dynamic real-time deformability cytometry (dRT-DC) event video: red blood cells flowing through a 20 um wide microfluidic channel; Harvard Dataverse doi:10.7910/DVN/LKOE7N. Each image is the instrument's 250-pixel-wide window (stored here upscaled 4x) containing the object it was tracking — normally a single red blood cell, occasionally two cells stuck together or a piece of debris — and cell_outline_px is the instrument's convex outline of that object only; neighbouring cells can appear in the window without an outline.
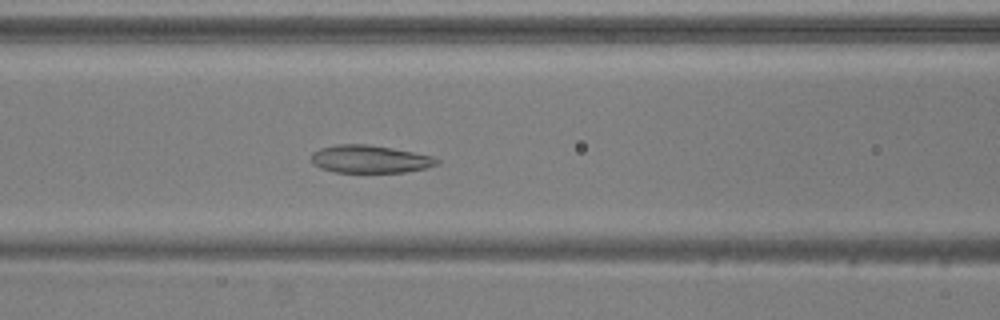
{"species": "common noctule bat (a hibernating species)", "species_latin": "Nyctalus noctula", "temperature_condition": "warm", "stored_images_in_passage": 52, "camera_frame_rate_fps": 3000, "um_per_image_px": 0.085, "animal": {"sex": "male", "body_mass_g": 20.5, "forearm_length_mm": 52.5}, "frame": {"image": 1, "passage_image": 21, "time_ms": 6.667, "image_size_px": [1000, 320], "cell_outline_px": [[440, 164], [424, 168], [404, 172], [336, 172], [320, 168], [312, 164], [312, 152], [320, 148], [336, 144], [368, 144], [392, 148], [432, 156], [440, 160]], "centroid_in_image_um": [31.42, 13.52], "position_along_channel_um": 135.2, "area_um2": 20.29}}
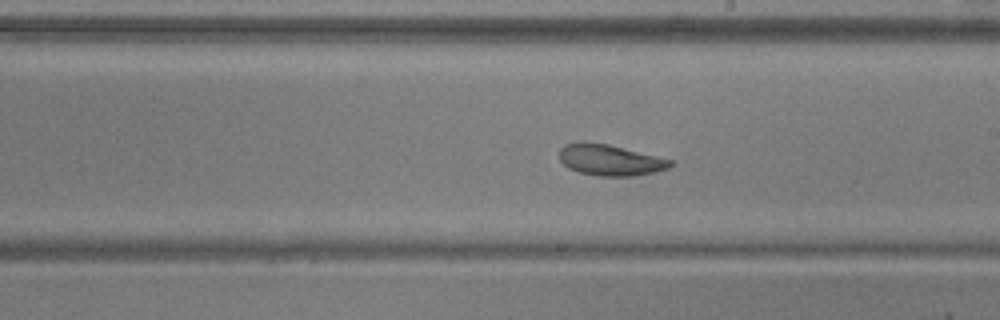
{"frame": {"image": 2, "passage_image": 29, "time_ms": 9.333, "image_size_px": [1000, 320], "cell_outline_px": [[676, 164], [668, 168], [652, 172], [632, 176], [596, 176], [580, 172], [568, 168], [560, 160], [560, 148], [564, 144], [608, 144], [672, 160]], "centroid_in_image_um": [51.89, 13.63], "position_along_channel_um": 237.1, "area_um2": 19.54}}
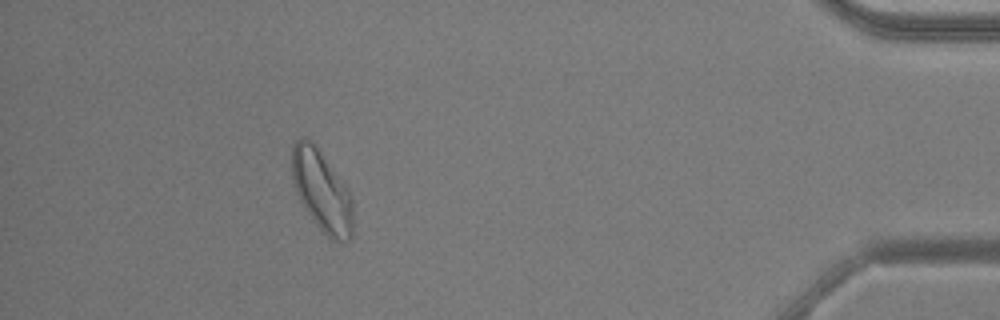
{"frame": {"image": 3, "passage_image": 47, "time_ms": 15.333, "image_size_px": [1000, 320], "cell_outline_px": [[352, 236], [348, 240], [332, 240], [316, 224], [304, 208], [300, 200], [292, 180], [292, 144], [300, 136], [304, 136], [312, 140], [348, 188], [352, 200]], "centroid_in_image_um": [27.33, 16.18], "position_along_channel_um": 407.9, "area_um2": 28.78}, "authors_computed_cell_mechanics": {"area_um2": 24.4783, "velocity_mm_per_s": 3.8361, "shape_relaxation_time_tau1_ms": 9.8197, "shape_relaxation_time_tau2_ms": 2.1183, "deformation_change_tau1": 0.1866, "deformation_change_tau2": 0.0852}}